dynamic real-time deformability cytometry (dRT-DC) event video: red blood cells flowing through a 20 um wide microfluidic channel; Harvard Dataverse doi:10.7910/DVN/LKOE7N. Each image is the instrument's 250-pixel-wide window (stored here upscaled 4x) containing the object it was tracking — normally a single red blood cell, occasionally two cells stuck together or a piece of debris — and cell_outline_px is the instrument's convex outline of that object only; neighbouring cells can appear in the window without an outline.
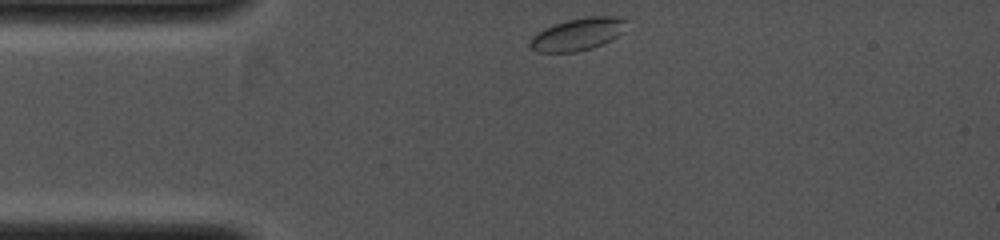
{"species": "common noctule bat (a hibernating species)", "species_latin": "Nyctalus noctula", "temperature_condition": "cold", "stored_images_in_passage": 29, "camera_frame_rate_fps": 4000, "um_per_image_px": 0.085, "animal": {"sex": "female", "body_mass_g": 19.0, "forearm_length_mm": 53.3}, "frame": {"image": 1, "passage_image": 1, "time_ms": 0.0, "image_size_px": [1000, 240], "cell_outline_px": [[624, 20], [620, 32], [612, 40], [604, 44], [592, 48], [576, 52], [536, 52], [528, 44], [532, 36], [536, 32], [544, 28], [568, 20], [588, 16], [616, 16]], "centroid_in_image_um": [49.03, 2.93], "position_along_channel_um": 36.0, "area_um2": 17.92}}
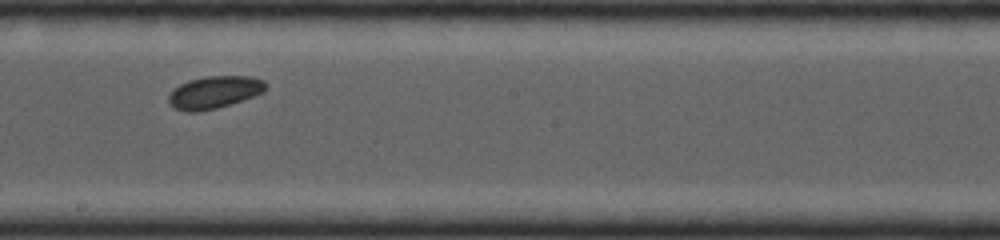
{"frame": {"image": 2, "passage_image": 16, "time_ms": 3.75, "image_size_px": [1000, 240], "cell_outline_px": [[268, 88], [264, 92], [216, 108], [196, 112], [184, 112], [172, 108], [168, 104], [168, 96], [180, 84], [188, 80], [208, 76], [252, 76], [264, 80], [268, 84]], "centroid_in_image_um": [18.21, 7.84], "position_along_channel_um": 230.0, "area_um2": 18.38}}
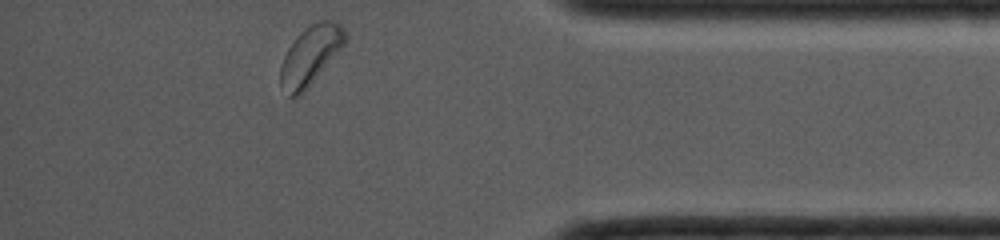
{"frame": {"image": 3, "passage_image": 29, "time_ms": 7.0, "image_size_px": [1000, 240], "cell_outline_px": [[348, 36], [344, 44], [308, 88], [300, 96], [288, 96], [280, 84], [280, 68], [284, 56], [288, 48], [296, 36], [304, 28], [320, 20], [332, 20], [340, 24], [344, 28]], "centroid_in_image_um": [26.38, 4.7], "position_along_channel_um": 408.8, "area_um2": 22.14}}